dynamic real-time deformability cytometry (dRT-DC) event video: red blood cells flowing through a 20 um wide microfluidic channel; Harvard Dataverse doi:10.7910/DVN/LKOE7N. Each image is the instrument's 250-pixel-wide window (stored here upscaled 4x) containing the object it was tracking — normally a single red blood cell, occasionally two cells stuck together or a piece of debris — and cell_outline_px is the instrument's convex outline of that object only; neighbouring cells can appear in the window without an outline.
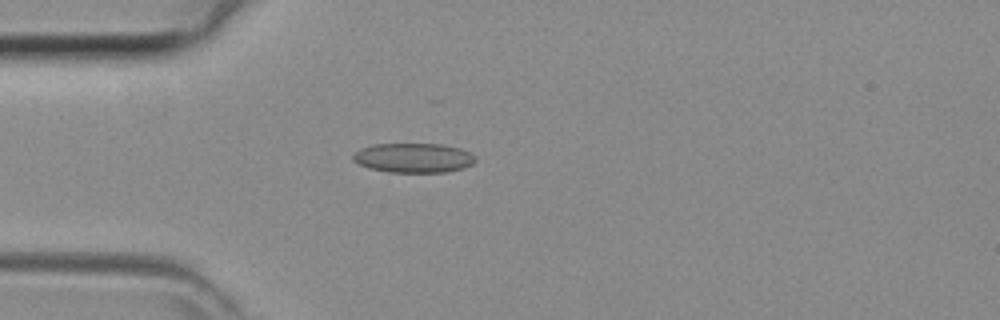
{"species": "common noctule bat (a hibernating species)", "species_latin": "Nyctalus noctula", "temperature_condition": "room temperature", "stored_images_in_passage": 33, "camera_frame_rate_fps": 3000, "um_per_image_px": 0.085, "animal": {"sex": "female", "body_mass_g": 29.2, "forearm_length_mm": 56.3}, "frame": {"image": 1, "passage_image": 1, "time_ms": 0.0, "image_size_px": [1000, 320], "cell_outline_px": [[476, 160], [472, 164], [464, 168], [448, 172], [388, 172], [368, 168], [352, 160], [352, 156], [360, 148], [372, 144], [440, 144], [460, 148], [476, 156]], "centroid_in_image_um": [35.15, 13.42], "position_along_channel_um": 49.9, "area_um2": 21.15}}
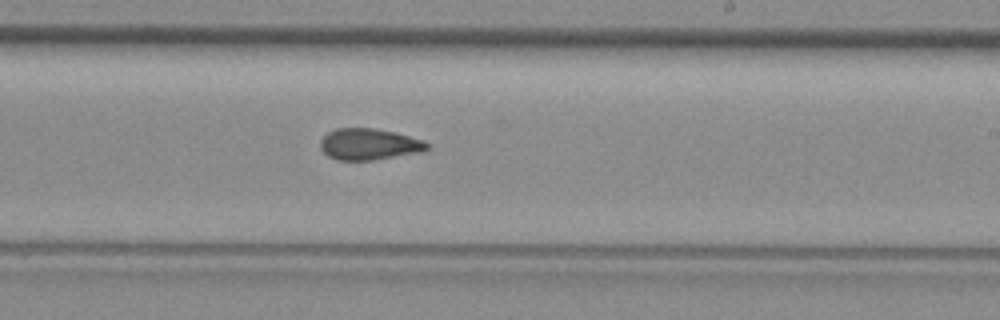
{"frame": {"image": 2, "passage_image": 15, "time_ms": 4.667, "image_size_px": [1000, 320], "cell_outline_px": [[432, 148], [424, 152], [372, 160], [336, 160], [328, 156], [320, 148], [320, 140], [328, 132], [336, 128], [372, 128], [396, 132], [424, 140]], "centroid_in_image_um": [31.41, 12.26], "position_along_channel_um": 257.6, "area_um2": 19.77}}
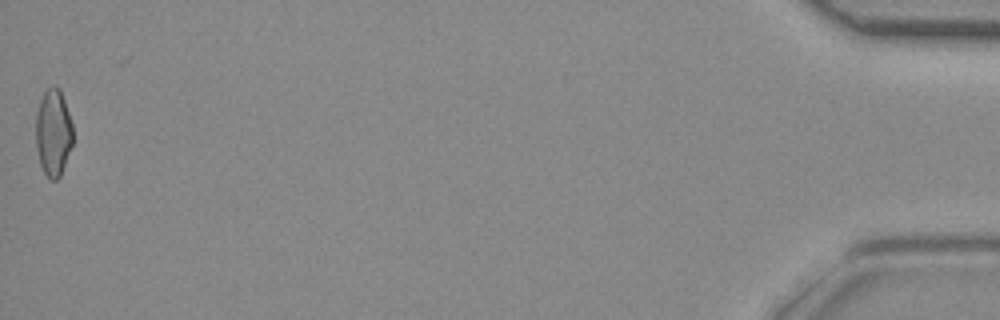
{"frame": {"image": 3, "passage_image": 33, "time_ms": 10.667, "image_size_px": [1000, 320], "cell_outline_px": [[72, 144], [60, 176], [56, 180], [52, 180], [44, 172], [40, 164], [36, 148], [36, 112], [40, 100], [44, 92], [52, 84], [56, 84], [60, 88], [72, 124]], "centroid_in_image_um": [4.51, 11.23], "position_along_channel_um": 430.7, "area_um2": 18.73}}